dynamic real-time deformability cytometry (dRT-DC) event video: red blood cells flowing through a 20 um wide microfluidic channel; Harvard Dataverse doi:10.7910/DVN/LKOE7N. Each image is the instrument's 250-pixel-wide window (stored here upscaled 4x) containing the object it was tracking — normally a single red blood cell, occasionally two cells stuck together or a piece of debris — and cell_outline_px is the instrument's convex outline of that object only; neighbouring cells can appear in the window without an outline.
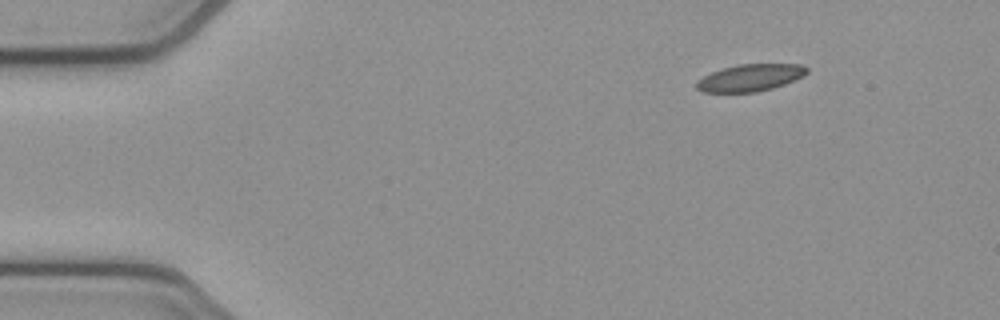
{"species": "common noctule bat (a hibernating species)", "species_latin": "Nyctalus noctula", "temperature_condition": "cold", "stored_images_in_passage": 11, "camera_frame_rate_fps": 3000, "um_per_image_px": 0.085, "animal": {"sex": "female", "body_mass_g": 21.9}, "frame": {"image": 1, "passage_image": 1, "time_ms": 0.0, "image_size_px": [1000, 320], "cell_outline_px": [[808, 72], [804, 76], [784, 84], [772, 88], [756, 92], [704, 92], [696, 88], [696, 80], [720, 68], [736, 64], [800, 64], [808, 68]], "centroid_in_image_um": [63.76, 6.6], "position_along_channel_um": 21.2, "area_um2": 17.46}}